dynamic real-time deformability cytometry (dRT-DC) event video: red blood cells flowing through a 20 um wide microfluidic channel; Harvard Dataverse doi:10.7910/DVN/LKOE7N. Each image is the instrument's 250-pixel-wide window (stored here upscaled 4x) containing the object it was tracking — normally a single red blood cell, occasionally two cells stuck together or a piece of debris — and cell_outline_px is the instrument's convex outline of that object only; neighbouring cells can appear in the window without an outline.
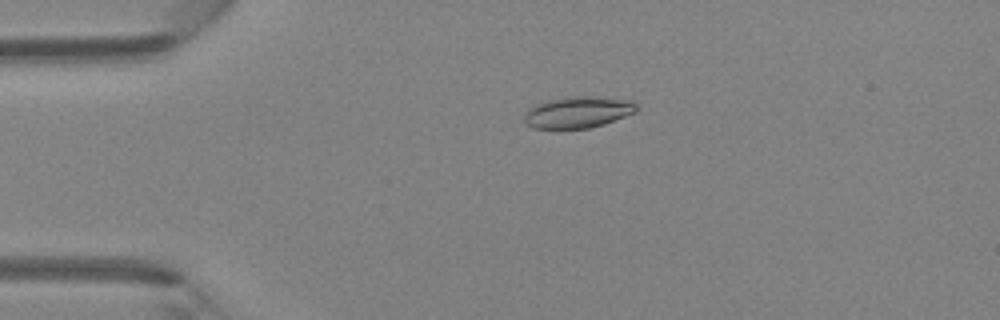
{"species": "Egyptian fruit bat (a non-hibernating species)", "species_latin": "Rousettus aegyptiacus", "temperature_condition": "room temperature", "stored_images_in_passage": 36, "camera_frame_rate_fps": 3000, "um_per_image_px": 0.085, "animal": {"sex": "female"}, "frame": {"image": 1, "passage_image": 1, "time_ms": 0.0, "image_size_px": [1000, 320], "cell_outline_px": [[636, 112], [604, 124], [588, 128], [532, 128], [524, 124], [524, 116], [528, 108], [536, 104], [548, 100], [572, 96], [596, 96], [628, 100], [636, 104]], "centroid_in_image_um": [49.08, 9.54], "position_along_channel_um": 35.9, "area_um2": 20.52}}
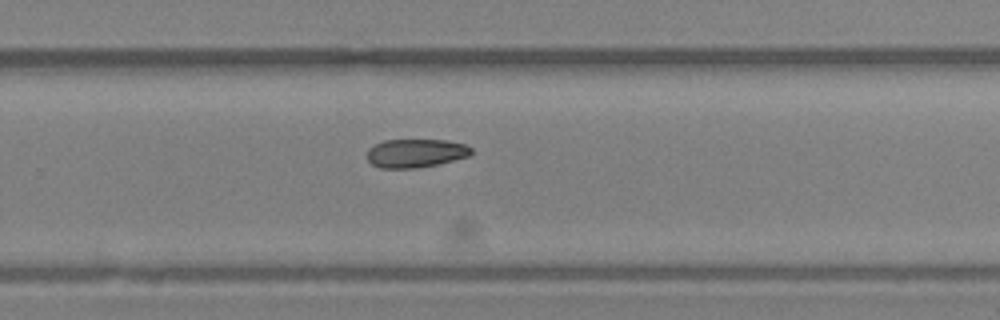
{"frame": {"image": 2, "passage_image": 21, "time_ms": 6.667, "image_size_px": [1000, 320], "cell_outline_px": [[472, 152], [468, 156], [436, 164], [416, 168], [380, 168], [372, 164], [368, 160], [368, 148], [384, 140], [448, 140], [464, 144], [472, 148]], "centroid_in_image_um": [35.32, 13.01], "position_along_channel_um": 294.5, "area_um2": 17.17}}
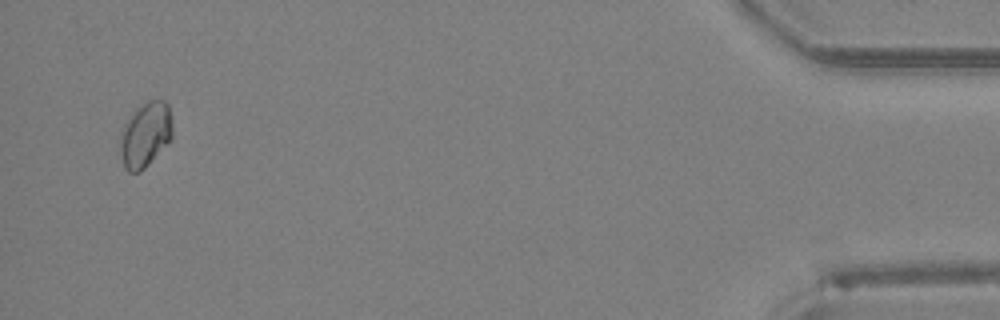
{"frame": {"image": 3, "passage_image": 35, "time_ms": 11.333, "image_size_px": [1000, 320], "cell_outline_px": [[172, 140], [140, 172], [128, 172], [124, 168], [120, 152], [120, 132], [124, 124], [132, 112], [136, 108], [148, 100], [164, 100], [168, 104], [172, 124]], "centroid_in_image_um": [12.35, 11.45], "position_along_channel_um": 422.8, "area_um2": 20.0}}